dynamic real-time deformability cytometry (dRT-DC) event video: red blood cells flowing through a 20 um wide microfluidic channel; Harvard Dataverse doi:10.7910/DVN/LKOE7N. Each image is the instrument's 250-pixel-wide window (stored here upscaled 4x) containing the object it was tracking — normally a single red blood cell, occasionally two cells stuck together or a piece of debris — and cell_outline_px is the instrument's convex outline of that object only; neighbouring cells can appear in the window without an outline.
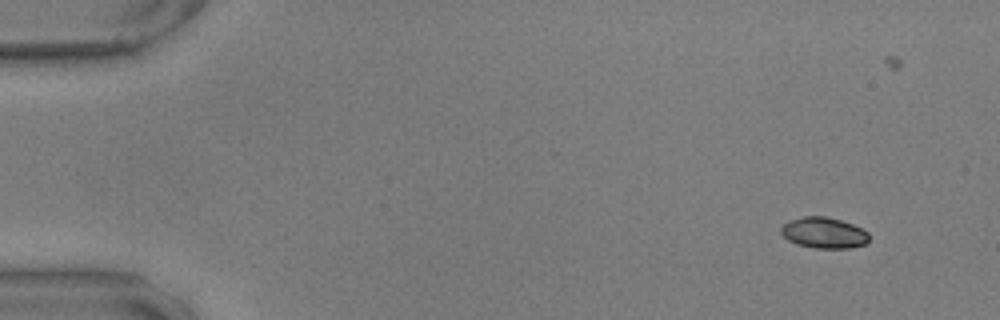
{"species": "common noctule bat (a hibernating species)", "species_latin": "Nyctalus noctula", "temperature_condition": "warm", "stored_images_in_passage": 55, "camera_frame_rate_fps": 3000, "um_per_image_px": 0.085, "animal": {"sex": "male", "body_mass_g": 17.9, "forearm_length_mm": 54.2}, "frame": {"image": 1, "passage_image": 1, "time_ms": 0.0, "image_size_px": [1000, 320], "cell_outline_px": [[868, 240], [864, 244], [848, 248], [816, 248], [796, 244], [788, 240], [780, 232], [780, 228], [788, 220], [804, 216], [824, 216], [840, 220], [852, 224], [868, 232]], "centroid_in_image_um": [69.99, 19.78], "position_along_channel_um": 15.0, "area_um2": 15.78}}
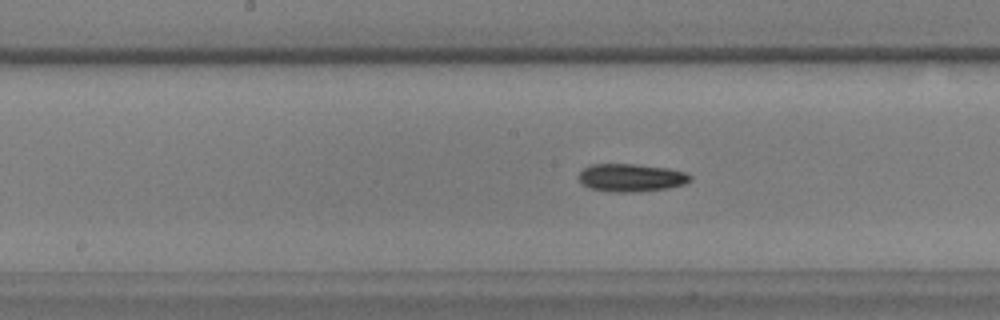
{"frame": {"image": 2, "passage_image": 26, "time_ms": 8.333, "image_size_px": [1000, 320], "cell_outline_px": [[692, 180], [684, 184], [668, 188], [640, 192], [612, 192], [588, 188], [580, 184], [576, 176], [584, 168], [592, 164], [632, 164], [668, 168], [684, 172], [692, 176]], "centroid_in_image_um": [53.6, 15.11], "position_along_channel_um": 194.6, "area_um2": 18.38}}
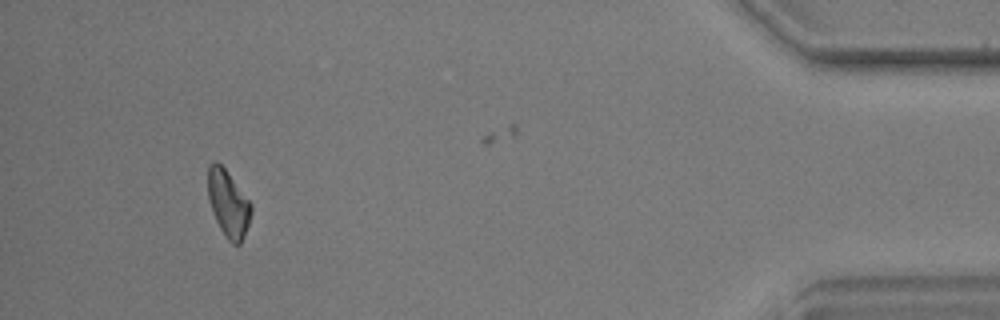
{"frame": {"image": 3, "passage_image": 50, "time_ms": 16.333, "image_size_px": [1000, 320], "cell_outline_px": [[252, 212], [244, 236], [240, 244], [232, 244], [228, 240], [220, 228], [216, 220], [208, 196], [208, 164], [216, 160], [224, 168], [252, 204]], "centroid_in_image_um": [19.4, 17.3], "position_along_channel_um": 415.8, "area_um2": 16.53}, "authors_computed_cell_mechanics": {"area_um2": 17.1666, "velocity_mm_per_s": 3.5509, "shape_relaxation_time_tau1_ms": 7.2286, "shape_relaxation_time_tau2_ms": null, "deformation_change_tau1": 0.1601, "deformation_change_tau2": null}}